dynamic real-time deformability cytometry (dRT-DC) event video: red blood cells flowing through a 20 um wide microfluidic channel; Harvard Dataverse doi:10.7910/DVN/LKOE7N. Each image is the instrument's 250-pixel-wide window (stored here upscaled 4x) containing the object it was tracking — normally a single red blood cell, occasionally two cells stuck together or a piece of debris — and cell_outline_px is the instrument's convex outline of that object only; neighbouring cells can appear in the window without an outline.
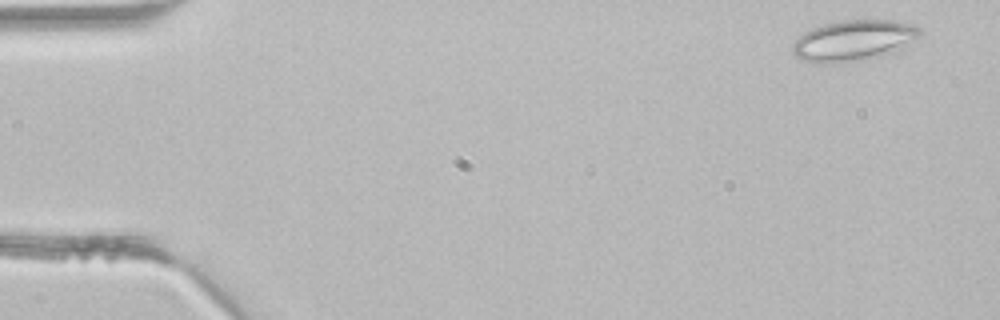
{"species": "common noctule bat (a hibernating species)", "species_latin": "Nyctalus noctula", "temperature_condition": "room temperature", "stored_images_in_passage": 3, "camera_frame_rate_fps": 3000, "um_per_image_px": 0.085, "animal": {"sex": "male", "body_mass_g": 21.5, "forearm_length_mm": 52.0}, "frame": {"image": 1, "passage_image": 1, "time_ms": 0.0, "image_size_px": [1000, 320], "cell_outline_px": [[924, 32], [920, 36], [892, 52], [880, 56], [860, 60], [832, 64], [816, 64], [800, 60], [792, 52], [792, 44], [804, 32], [812, 28], [824, 24], [844, 20], [904, 20], [920, 28]], "centroid_in_image_um": [72.54, 3.44], "position_along_channel_um": 12.5, "area_um2": 30.52}}
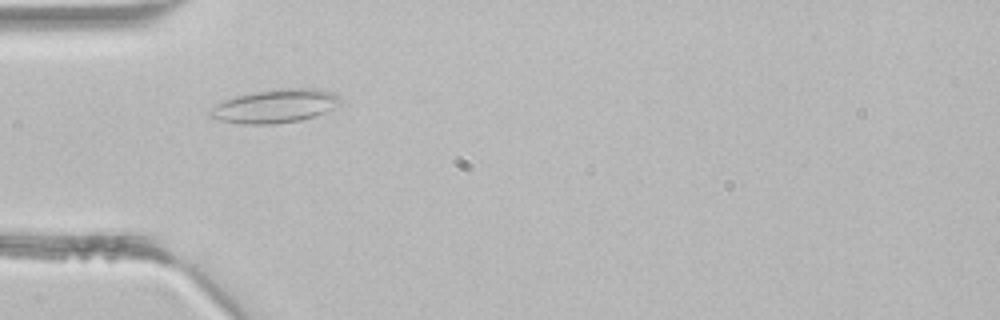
{"frame": {"image": 2, "passage_image": 3, "time_ms": 0.667, "image_size_px": [1000, 320], "cell_outline_px": [[344, 100], [340, 104], [324, 112], [300, 120], [272, 124], [240, 124], [220, 120], [208, 116], [208, 112], [216, 104], [224, 100], [236, 96], [256, 92], [280, 88], [316, 88], [332, 92], [340, 96]], "centroid_in_image_um": [23.4, 9.01], "position_along_channel_um": 61.6, "area_um2": 25.37}}